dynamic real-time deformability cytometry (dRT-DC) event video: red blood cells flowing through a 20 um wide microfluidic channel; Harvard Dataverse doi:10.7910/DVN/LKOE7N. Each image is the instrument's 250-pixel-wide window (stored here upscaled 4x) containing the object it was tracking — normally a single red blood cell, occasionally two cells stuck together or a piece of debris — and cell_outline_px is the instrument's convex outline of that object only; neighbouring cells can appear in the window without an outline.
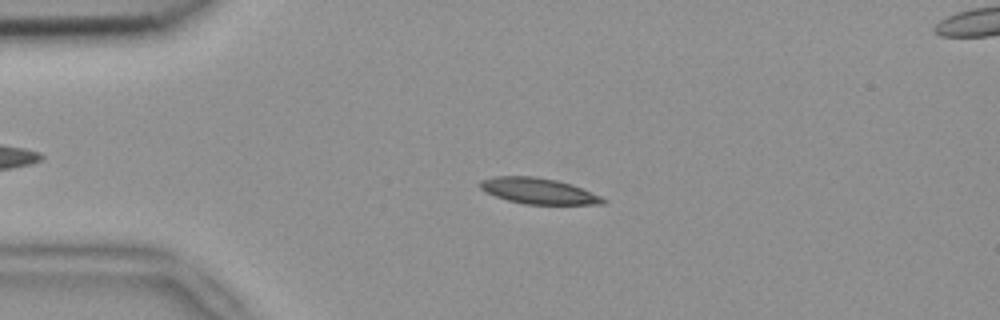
{"species": "common noctule bat (a hibernating species)", "species_latin": "Nyctalus noctula", "temperature_condition": "room temperature", "stored_images_in_passage": 5, "camera_frame_rate_fps": 3000, "um_per_image_px": 0.085, "animal": {"sex": "female", "body_mass_g": 18.4}, "frame": {"image": 1, "passage_image": 3, "time_ms": 0.667, "image_size_px": [1000, 320], "cell_outline_px": [[608, 200], [604, 204], [524, 204], [508, 200], [496, 196], [480, 188], [480, 180], [496, 176], [532, 176], [556, 180], [572, 184], [600, 196]], "centroid_in_image_um": [45.78, 16.23], "position_along_channel_um": 39.2, "area_um2": 18.32}}